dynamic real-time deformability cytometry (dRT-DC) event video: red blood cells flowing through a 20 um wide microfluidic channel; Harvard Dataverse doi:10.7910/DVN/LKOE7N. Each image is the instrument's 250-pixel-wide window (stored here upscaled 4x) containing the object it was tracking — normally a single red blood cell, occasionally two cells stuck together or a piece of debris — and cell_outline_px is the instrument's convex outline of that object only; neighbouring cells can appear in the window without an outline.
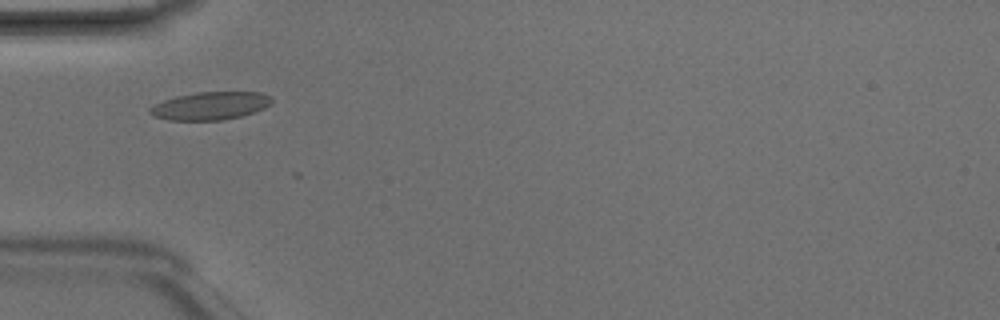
{"species": "Egyptian fruit bat (a non-hibernating species)", "species_latin": "Rousettus aegyptiacus", "temperature_condition": "room temperature", "stored_images_in_passage": 5, "camera_frame_rate_fps": 3000, "um_per_image_px": 0.085, "animal": {"sex": "male"}, "frame": {"image": 1, "passage_image": 3, "time_ms": 0.667, "image_size_px": [1000, 320], "cell_outline_px": [[272, 100], [264, 108], [240, 116], [220, 120], [168, 120], [152, 116], [148, 112], [148, 108], [152, 104], [176, 96], [196, 92], [260, 92], [272, 96]], "centroid_in_image_um": [17.81, 8.99], "position_along_channel_um": 67.2, "area_um2": 19.83}}